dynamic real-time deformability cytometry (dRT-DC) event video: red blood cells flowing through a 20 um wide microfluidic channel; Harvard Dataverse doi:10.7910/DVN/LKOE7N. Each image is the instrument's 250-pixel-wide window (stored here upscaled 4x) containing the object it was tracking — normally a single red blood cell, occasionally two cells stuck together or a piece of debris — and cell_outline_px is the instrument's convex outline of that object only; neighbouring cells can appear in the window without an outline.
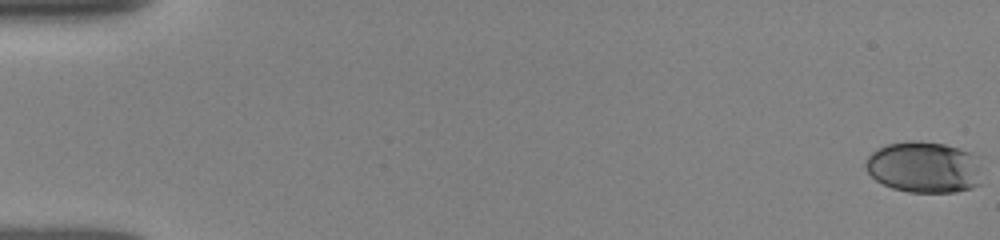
{"species": "human", "species_latin": "Homo sapiens", "temperature_condition": "room temperature", "stored_images_in_passage": 17, "camera_frame_rate_fps": 3000, "um_per_image_px": 0.085, "donor": {"sex": "female"}, "frame": {"image": 1, "passage_image": 1, "time_ms": 0.0, "image_size_px": [1000, 240], "cell_outline_px": [[984, 184], [972, 188], [956, 192], [908, 192], [892, 188], [876, 180], [864, 168], [864, 164], [868, 156], [876, 148], [888, 144], [908, 140], [916, 140], [944, 144], [960, 148], [984, 156]], "centroid_in_image_um": [78.69, 14.2], "position_along_channel_um": 6.3, "area_um2": 36.36}}
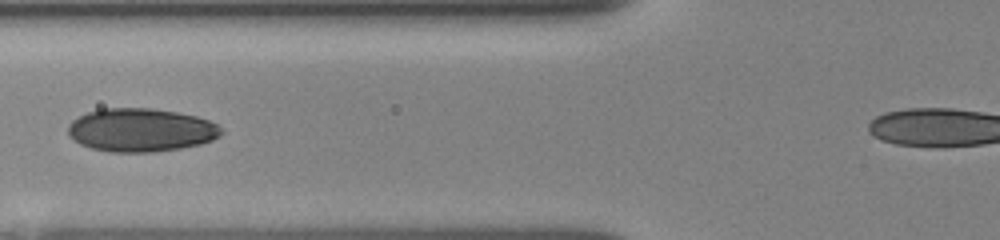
{"frame": {"image": 2, "passage_image": 12, "time_ms": 7.0, "image_size_px": [1000, 240], "cell_outline_px": [[224, 132], [220, 136], [212, 140], [200, 144], [180, 148], [152, 152], [112, 152], [92, 148], [80, 144], [68, 136], [68, 124], [72, 120], [88, 112], [100, 108], [152, 108], [176, 112], [196, 116], [208, 120], [216, 124]], "centroid_in_image_um": [11.96, 11.05], "position_along_channel_um": 113.8, "area_um2": 38.73}}
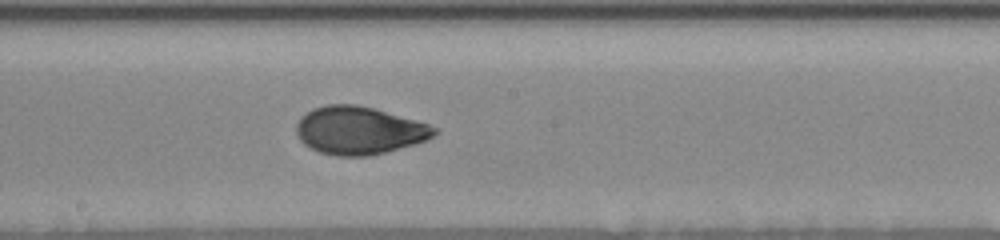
{"frame": {"image": 3, "passage_image": 17, "time_ms": 9.667, "image_size_px": [1000, 240], "cell_outline_px": [[440, 132], [416, 144], [368, 156], [336, 156], [320, 152], [304, 144], [300, 140], [296, 132], [296, 124], [300, 116], [312, 108], [328, 104], [356, 104], [372, 108], [428, 124], [440, 128]], "centroid_in_image_um": [30.5, 11.08], "position_along_channel_um": 217.7, "area_um2": 38.38}}